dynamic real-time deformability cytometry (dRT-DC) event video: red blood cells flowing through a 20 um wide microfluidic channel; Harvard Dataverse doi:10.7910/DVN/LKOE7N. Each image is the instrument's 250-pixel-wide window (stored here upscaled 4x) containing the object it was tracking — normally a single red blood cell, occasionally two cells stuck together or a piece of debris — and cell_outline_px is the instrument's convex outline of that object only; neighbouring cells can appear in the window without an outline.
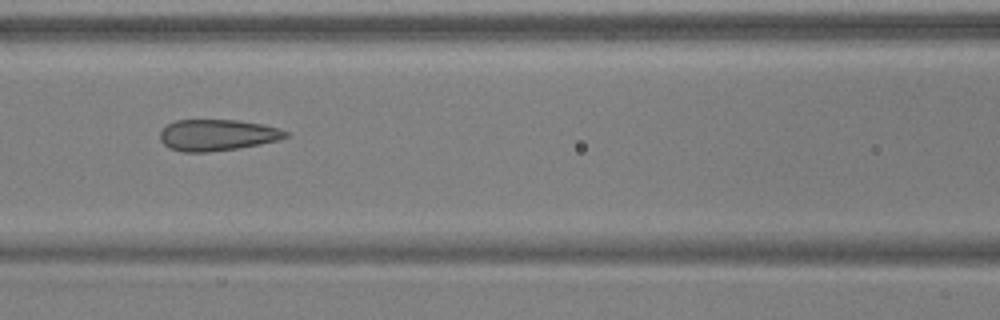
{"species": "common noctule bat (a hibernating species)", "species_latin": "Nyctalus noctula", "temperature_condition": "warm", "stored_images_in_passage": 8, "camera_frame_rate_fps": 3000, "um_per_image_px": 0.085, "animal": {"sex": "male", "body_mass_g": 17.9, "forearm_length_mm": 54.2}, "frame": {"image": 1, "passage_image": 7, "time_ms": 2.0, "image_size_px": [1000, 320], "cell_outline_px": [[292, 136], [280, 140], [260, 144], [236, 148], [208, 152], [184, 152], [168, 148], [160, 140], [160, 132], [168, 124], [176, 120], [236, 120], [260, 124], [280, 128], [288, 132]], "centroid_in_image_um": [18.49, 11.48], "position_along_channel_um": 148.1, "area_um2": 22.95}}
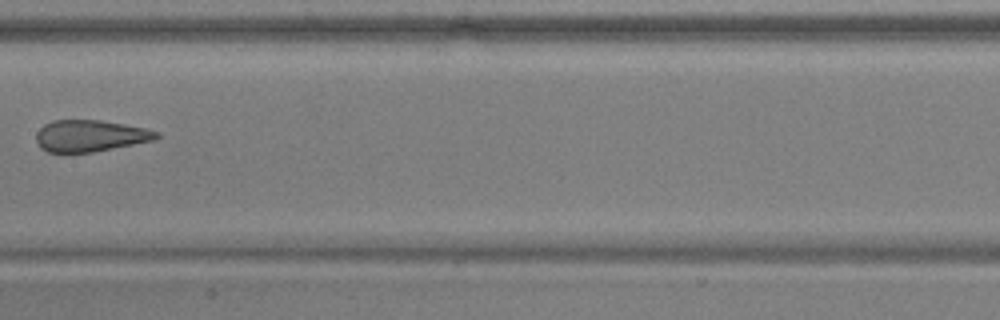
{"frame": {"image": 2, "passage_image": 8, "time_ms": 2.333, "image_size_px": [1000, 320], "cell_outline_px": [[160, 136], [152, 140], [92, 152], [48, 152], [40, 148], [36, 140], [36, 132], [44, 124], [52, 120], [100, 120], [124, 124], [144, 128], [160, 132]], "centroid_in_image_um": [7.62, 11.53], "position_along_channel_um": 199.8, "area_um2": 21.96}}